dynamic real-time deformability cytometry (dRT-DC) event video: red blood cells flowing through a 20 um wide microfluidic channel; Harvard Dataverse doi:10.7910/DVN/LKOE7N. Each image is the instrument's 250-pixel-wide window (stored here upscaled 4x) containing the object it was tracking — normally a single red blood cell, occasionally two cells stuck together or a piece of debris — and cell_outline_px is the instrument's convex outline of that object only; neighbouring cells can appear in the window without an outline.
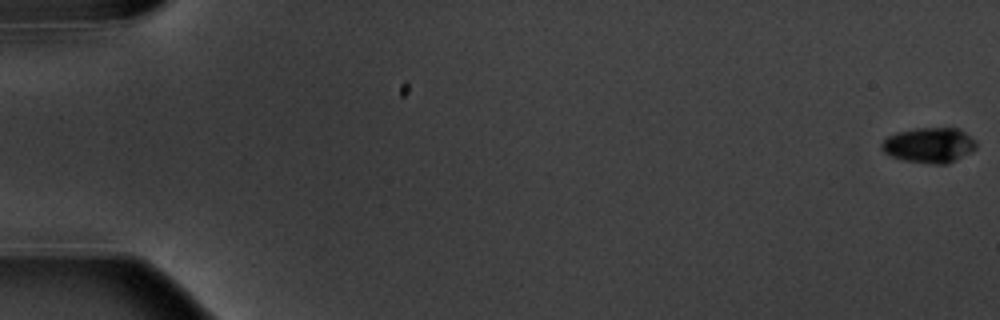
{"species": "common noctule bat (a hibernating species)", "species_latin": "Nyctalus noctula", "temperature_condition": "warm", "stored_images_in_passage": 10, "camera_frame_rate_fps": 3000, "um_per_image_px": 0.085, "animal": {"sex": "male", "body_mass_g": 20.1, "forearm_length_mm": 53.5}, "frame": {"image": 1, "passage_image": 1, "time_ms": 0.0, "image_size_px": [1000, 320], "cell_outline_px": [[976, 148], [972, 152], [944, 164], [936, 164], [904, 160], [892, 156], [884, 152], [880, 148], [880, 144], [888, 136], [896, 132], [916, 128], [956, 128], [964, 132], [976, 140]], "centroid_in_image_um": [78.97, 12.33], "position_along_channel_um": 6.0, "area_um2": 19.25}}
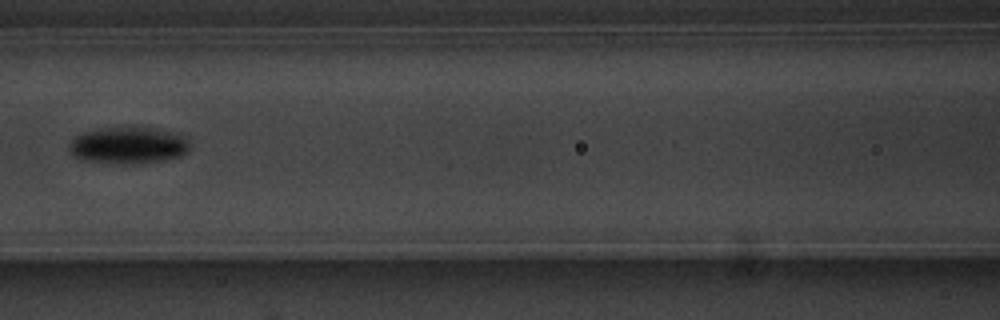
{"frame": {"image": 2, "passage_image": 8, "time_ms": 9.0, "image_size_px": [1000, 320], "cell_outline_px": [[192, 144], [188, 152], [180, 156], [160, 160], [132, 164], [124, 164], [80, 160], [72, 152], [72, 140], [76, 136], [84, 132], [104, 128], [152, 128], [180, 132], [188, 136]], "centroid_in_image_um": [11.04, 12.35], "position_along_channel_um": 155.6, "area_um2": 25.78}}
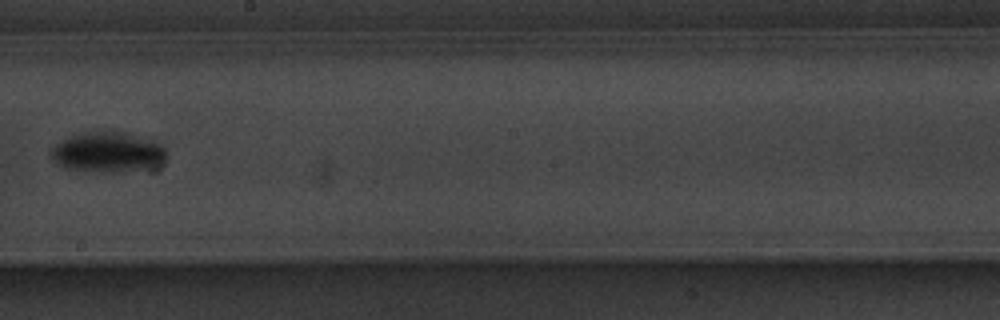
{"frame": {"image": 3, "passage_image": 10, "time_ms": 11.333, "image_size_px": [1000, 320], "cell_outline_px": [[168, 156], [164, 160], [140, 168], [112, 172], [100, 172], [64, 168], [56, 164], [52, 160], [52, 156], [56, 144], [72, 136], [84, 132], [112, 128], [156, 136], [168, 148]], "centroid_in_image_um": [9.29, 12.83], "position_along_channel_um": 238.9, "area_um2": 28.09}}